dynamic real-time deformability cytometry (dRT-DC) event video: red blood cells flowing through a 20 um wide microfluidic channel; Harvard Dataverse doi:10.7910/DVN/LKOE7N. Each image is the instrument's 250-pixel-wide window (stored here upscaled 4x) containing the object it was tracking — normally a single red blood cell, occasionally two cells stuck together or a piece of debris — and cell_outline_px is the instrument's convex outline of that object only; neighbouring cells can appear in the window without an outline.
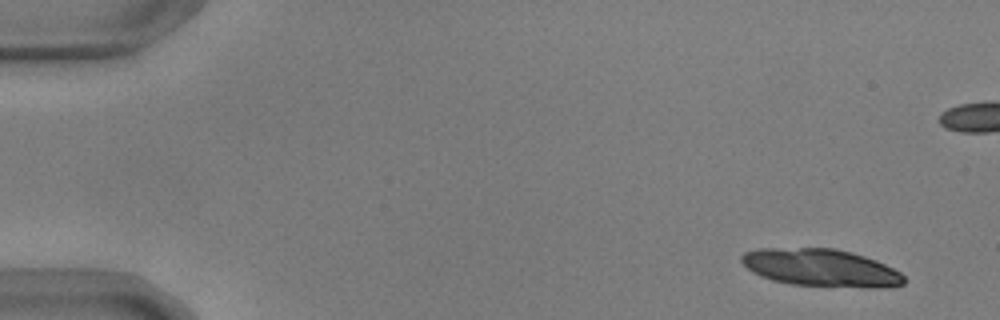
{"species": "common noctule bat (a hibernating species)", "species_latin": "Nyctalus noctula", "temperature_condition": "warm", "stored_images_in_passage": 53, "camera_frame_rate_fps": 3000, "um_per_image_px": 0.085, "animal": {"sex": "male", "body_mass_g": 17.9, "forearm_length_mm": 54.2}, "frame": {"image": 1, "passage_image": 1, "time_ms": 0.0, "image_size_px": [1000, 320], "cell_outline_px": [[904, 284], [876, 288], [868, 288], [792, 284], [772, 280], [760, 276], [752, 272], [740, 260], [740, 256], [744, 252], [760, 248], [836, 248], [852, 252], [876, 260], [900, 272], [904, 276]], "centroid_in_image_um": [69.76, 22.75], "position_along_channel_um": 15.2, "area_um2": 35.55}, "authors_computed_cell_mechanics": {"area_um2": 20.1722, "velocity_mm_per_s": 3.6303, "shape_relaxation_time_tau1_ms": 2.5283, "shape_relaxation_time_tau2_ms": 1.6585, "deformation_change_tau1": 0.1415, "deformation_change_tau2": 0.0777}}